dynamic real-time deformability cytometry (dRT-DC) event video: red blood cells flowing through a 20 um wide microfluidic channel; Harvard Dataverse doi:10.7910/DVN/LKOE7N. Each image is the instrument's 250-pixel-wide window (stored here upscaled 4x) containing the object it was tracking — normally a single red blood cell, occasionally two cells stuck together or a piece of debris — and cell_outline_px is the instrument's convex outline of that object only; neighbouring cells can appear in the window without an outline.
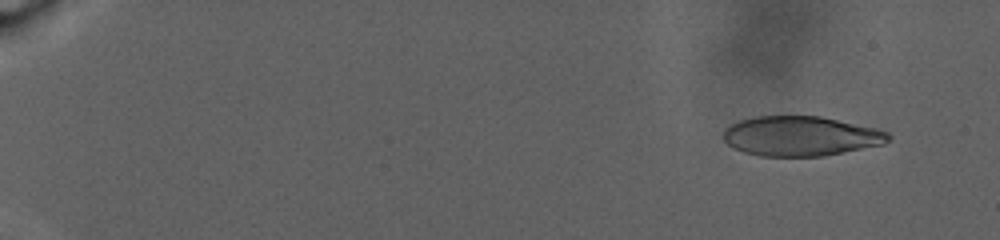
{"species": "human", "species_latin": "Homo sapiens", "temperature_condition": "warm", "stored_images_in_passage": 88, "camera_frame_rate_fps": 3000, "um_per_image_px": 0.085, "donor": {"sex": "male"}, "frame": {"image": 1, "passage_image": 8, "time_ms": 2.333, "image_size_px": [1000, 240], "cell_outline_px": [[892, 136], [884, 144], [824, 156], [760, 156], [744, 152], [732, 148], [724, 140], [724, 128], [740, 120], [756, 116], [820, 116], [876, 128], [888, 132]], "centroid_in_image_um": [68.06, 11.57], "position_along_channel_um": 16.9, "area_um2": 38.26}}
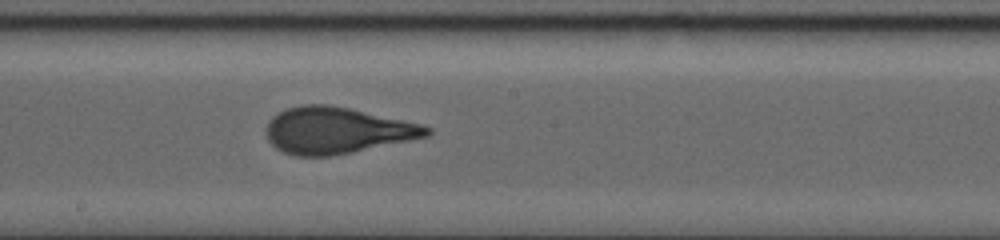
{"frame": {"image": 2, "passage_image": 54, "time_ms": 17.667, "image_size_px": [1000, 240], "cell_outline_px": [[432, 132], [428, 136], [352, 152], [328, 156], [296, 156], [284, 152], [276, 148], [268, 140], [268, 120], [272, 116], [288, 108], [304, 104], [328, 104], [348, 108], [404, 120], [420, 124], [432, 128]], "centroid_in_image_um": [28.63, 11.08], "position_along_channel_um": 219.6, "area_um2": 42.95}}
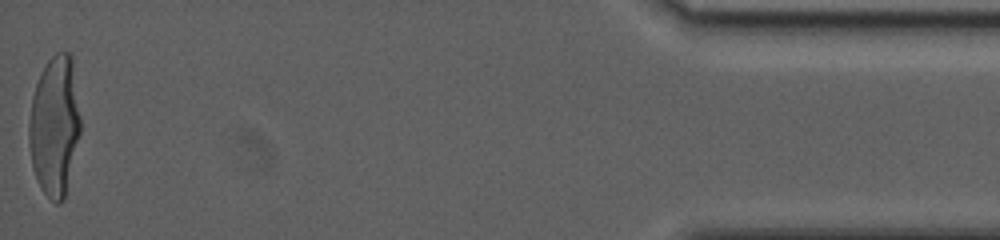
{"frame": {"image": 3, "passage_image": 88, "time_ms": 29.0, "image_size_px": [1000, 240], "cell_outline_px": [[80, 132], [64, 200], [60, 204], [56, 204], [40, 188], [32, 164], [28, 144], [28, 124], [32, 96], [36, 84], [48, 60], [56, 52], [68, 52], [72, 56], [80, 116]], "centroid_in_image_um": [4.64, 10.7], "position_along_channel_um": 430.6, "area_um2": 41.91}, "authors_computed_cell_mechanics": {"area_um2": 41.7894, "velocity_mm_per_s": 2.5096, "shape_relaxation_time_tau1_ms": 8.5365, "shape_relaxation_time_tau2_ms": 1.1846, "deformation_change_tau1": 0.271, "deformation_change_tau2": 0.0886}}